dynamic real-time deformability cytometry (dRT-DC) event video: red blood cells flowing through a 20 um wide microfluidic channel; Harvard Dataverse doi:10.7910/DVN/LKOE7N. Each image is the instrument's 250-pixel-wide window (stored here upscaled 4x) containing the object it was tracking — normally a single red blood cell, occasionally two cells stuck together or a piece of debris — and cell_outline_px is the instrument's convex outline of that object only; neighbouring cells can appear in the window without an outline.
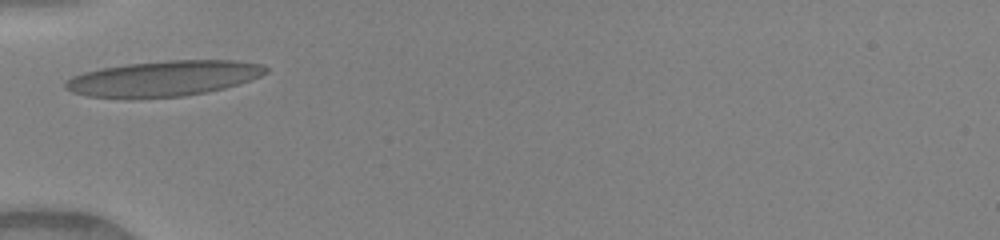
{"species": "human", "species_latin": "Homo sapiens", "temperature_condition": "warm", "stored_images_in_passage": 27, "camera_frame_rate_fps": 3000, "um_per_image_px": 0.085, "donor": {"sex": "female"}, "frame": {"image": 1, "passage_image": 1, "time_ms": 0.0, "image_size_px": [1000, 240], "cell_outline_px": [[268, 72], [252, 80], [224, 88], [208, 92], [184, 96], [128, 100], [88, 96], [72, 92], [64, 88], [64, 84], [72, 76], [84, 72], [100, 68], [128, 64], [168, 60], [236, 60], [260, 64], [268, 68]], "centroid_in_image_um": [13.88, 6.69], "position_along_channel_um": 71.1, "area_um2": 42.08}}
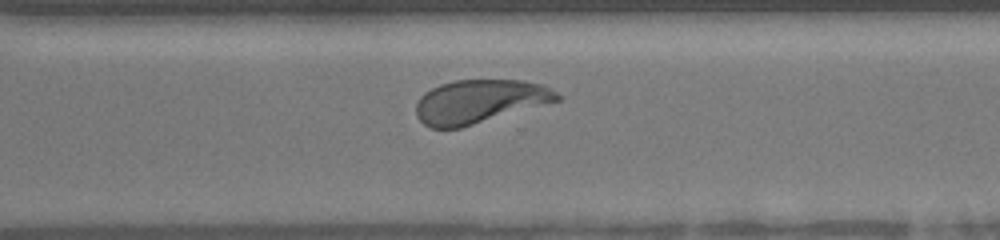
{"frame": {"image": 2, "passage_image": 20, "time_ms": 6.333, "image_size_px": [1000, 240], "cell_outline_px": [[560, 100], [460, 128], [432, 128], [424, 124], [416, 116], [416, 104], [420, 96], [424, 92], [440, 84], [452, 80], [524, 80], [540, 84], [556, 92], [560, 96]], "centroid_in_image_um": [40.72, 8.62], "position_along_channel_um": 329.9, "area_um2": 35.6}}
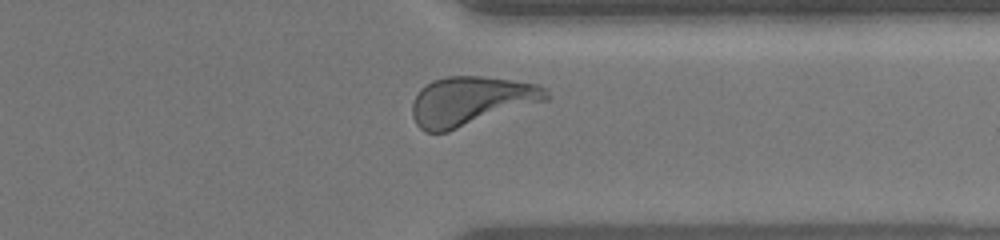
{"frame": {"image": 3, "passage_image": 23, "time_ms": 7.333, "image_size_px": [1000, 240], "cell_outline_px": [[548, 100], [448, 132], [424, 132], [416, 124], [412, 116], [412, 104], [420, 88], [432, 80], [448, 76], [484, 76], [540, 84], [548, 88]], "centroid_in_image_um": [40.04, 8.58], "position_along_channel_um": 371.4, "area_um2": 38.61}, "authors_computed_cell_mechanics": {"area_um2": 37.1076, "velocity_mm_per_s": 4.0996, "shape_relaxation_time_tau1_ms": 3.6143, "shape_relaxation_time_tau2_ms": null, "deformation_change_tau1": 0.1869, "deformation_change_tau2": null}}